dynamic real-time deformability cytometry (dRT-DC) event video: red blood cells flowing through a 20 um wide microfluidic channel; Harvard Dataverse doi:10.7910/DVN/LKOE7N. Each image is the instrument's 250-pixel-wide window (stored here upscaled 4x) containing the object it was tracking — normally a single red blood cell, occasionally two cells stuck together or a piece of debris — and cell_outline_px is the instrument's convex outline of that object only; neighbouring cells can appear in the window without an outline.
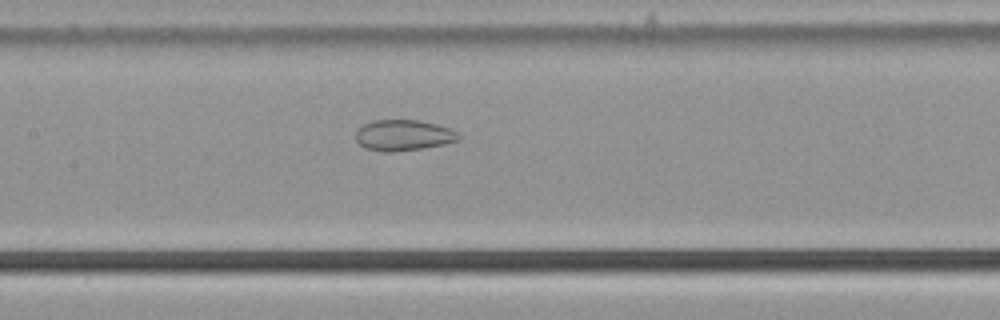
{"species": "common noctule bat (a hibernating species)", "species_latin": "Nyctalus noctula", "temperature_condition": "cold", "stored_images_in_passage": 36, "camera_frame_rate_fps": 3000, "um_per_image_px": 0.085, "animal": {"sex": "male", "body_mass_g": 21.5, "forearm_length_mm": 52.0}, "frame": {"image": 1, "passage_image": 17, "time_ms": 5.333, "image_size_px": [1000, 320], "cell_outline_px": [[460, 136], [456, 140], [444, 144], [424, 148], [392, 152], [388, 152], [364, 148], [356, 140], [356, 128], [372, 120], [420, 120], [436, 124], [448, 128], [456, 132]], "centroid_in_image_um": [34.24, 11.49], "position_along_channel_um": 173.2, "area_um2": 18.44}}
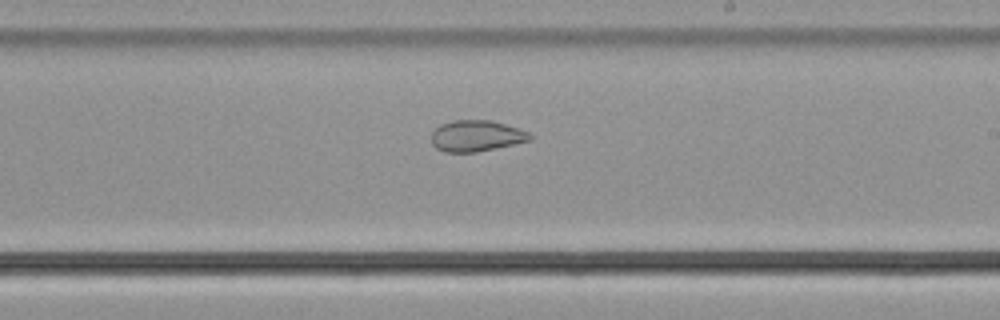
{"frame": {"image": 2, "passage_image": 23, "time_ms": 7.333, "image_size_px": [1000, 320], "cell_outline_px": [[532, 140], [496, 148], [476, 152], [444, 152], [436, 148], [432, 144], [432, 132], [440, 124], [452, 120], [492, 120], [528, 132], [532, 136]], "centroid_in_image_um": [40.47, 11.55], "position_along_channel_um": 248.5, "area_um2": 17.86}}
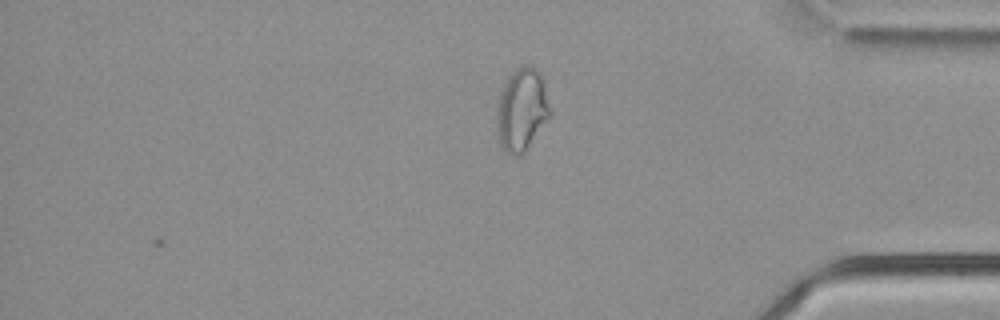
{"frame": {"image": 3, "passage_image": 36, "time_ms": 11.667, "image_size_px": [1000, 320], "cell_outline_px": [[552, 116], [524, 152], [520, 156], [512, 156], [500, 144], [496, 132], [496, 108], [500, 92], [508, 76], [512, 72], [524, 64], [532, 64], [540, 72], [544, 80], [552, 112]], "centroid_in_image_um": [44.37, 9.3], "position_along_channel_um": 390.8, "area_um2": 26.41}, "authors_computed_cell_mechanics": {"area_um2": 19.1029, "velocity_mm_per_s": 3.778, "shape_relaxation_time_tau1_ms": null, "shape_relaxation_time_tau2_ms": 2.5998, "deformation_change_tau1": null, "deformation_change_tau2": 0.086}}